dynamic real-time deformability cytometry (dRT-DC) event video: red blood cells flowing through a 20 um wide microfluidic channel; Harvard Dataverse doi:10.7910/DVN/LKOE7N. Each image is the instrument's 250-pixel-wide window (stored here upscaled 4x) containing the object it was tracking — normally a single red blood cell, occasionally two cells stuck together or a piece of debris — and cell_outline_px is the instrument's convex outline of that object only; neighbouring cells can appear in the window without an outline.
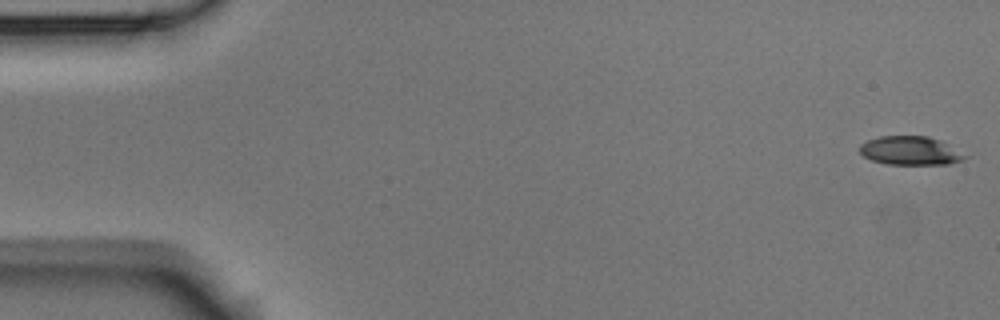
{"species": "Egyptian fruit bat (a non-hibernating species)", "species_latin": "Rousettus aegyptiacus", "temperature_condition": "room temperature", "stored_images_in_passage": 8, "camera_frame_rate_fps": 3000, "um_per_image_px": 0.085, "animal": {"sex": "male"}, "frame": {"image": 1, "passage_image": 1, "time_ms": 0.0, "image_size_px": [1000, 320], "cell_outline_px": [[972, 156], [964, 160], [948, 164], [888, 164], [872, 160], [864, 156], [860, 152], [860, 144], [868, 140], [880, 136], [928, 136], [940, 140]], "centroid_in_image_um": [77.45, 12.81], "position_along_channel_um": 7.5, "area_um2": 17.74}}
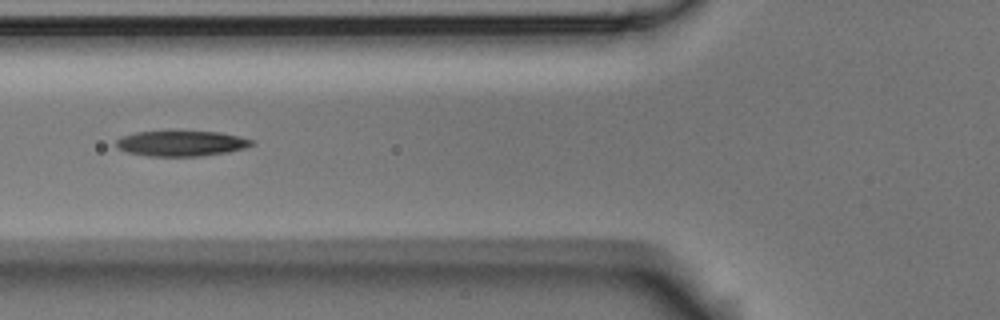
{"frame": {"image": 2, "passage_image": 6, "time_ms": 6.667, "image_size_px": [1000, 320], "cell_outline_px": [[252, 144], [244, 148], [228, 152], [200, 156], [148, 156], [128, 152], [120, 148], [116, 144], [116, 140], [124, 136], [136, 132], [220, 132], [240, 136], [252, 140]], "centroid_in_image_um": [15.43, 12.2], "position_along_channel_um": 110.4, "area_um2": 19.65}}
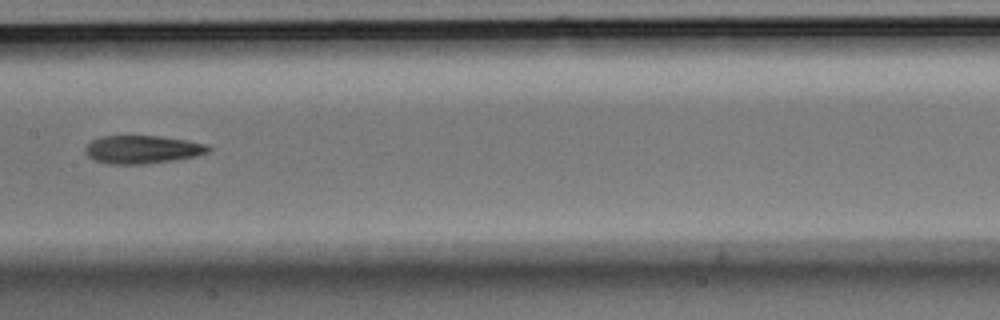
{"frame": {"image": 3, "passage_image": 8, "time_ms": 9.0, "image_size_px": [1000, 320], "cell_outline_px": [[212, 148], [208, 152], [196, 156], [172, 160], [144, 164], [108, 164], [96, 160], [88, 156], [84, 152], [84, 148], [92, 140], [104, 136], [160, 136], [208, 144]], "centroid_in_image_um": [12.1, 12.71], "position_along_channel_um": 195.3, "area_um2": 20.06}}